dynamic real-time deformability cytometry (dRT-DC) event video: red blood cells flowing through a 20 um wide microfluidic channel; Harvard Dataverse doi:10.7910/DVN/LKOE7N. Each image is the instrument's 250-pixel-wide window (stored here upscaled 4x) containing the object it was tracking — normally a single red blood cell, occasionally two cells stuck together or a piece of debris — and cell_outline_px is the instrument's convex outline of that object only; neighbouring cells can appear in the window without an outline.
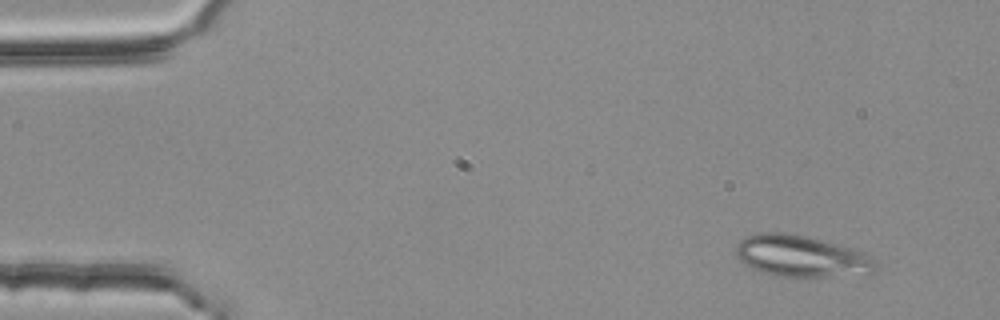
{"species": "common noctule bat (a hibernating species)", "species_latin": "Nyctalus noctula", "temperature_condition": "room temperature", "stored_images_in_passage": 3, "camera_frame_rate_fps": 3000, "um_per_image_px": 0.085, "animal": {"sex": "female", "body_mass_g": 25.1}, "frame": {"image": 1, "passage_image": 1, "time_ms": 0.0, "image_size_px": [1000, 320], "cell_outline_px": [[876, 272], [872, 276], [808, 280], [776, 276], [752, 268], [740, 260], [736, 256], [736, 244], [740, 240], [748, 236], [760, 232], [788, 232], [852, 248], [864, 252], [876, 260]], "centroid_in_image_um": [68.24, 21.86], "position_along_channel_um": 16.8, "area_um2": 35.43}}